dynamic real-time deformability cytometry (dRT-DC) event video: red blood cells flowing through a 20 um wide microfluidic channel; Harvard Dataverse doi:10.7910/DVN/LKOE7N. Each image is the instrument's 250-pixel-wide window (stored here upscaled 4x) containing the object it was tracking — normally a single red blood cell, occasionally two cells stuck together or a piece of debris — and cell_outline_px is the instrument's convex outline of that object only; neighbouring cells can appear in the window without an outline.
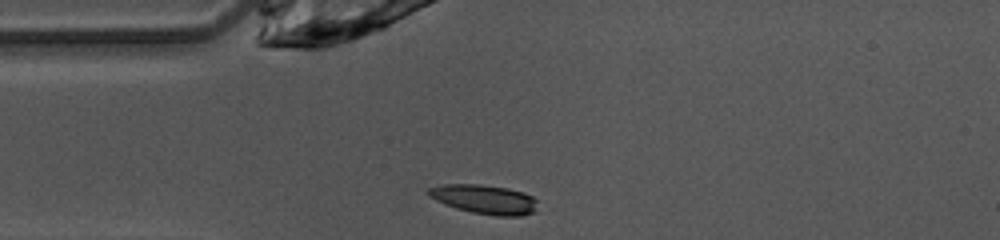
{"species": "common noctule bat (a hibernating species)", "species_latin": "Nyctalus noctula", "temperature_condition": "warm", "stored_images_in_passage": 38, "camera_frame_rate_fps": 3000, "um_per_image_px": 0.085, "animal": {"sex": "female", "body_mass_g": 10.0, "forearm_length_mm": 53.1}, "frame": {"image": 1, "passage_image": 1, "time_ms": 0.0, "image_size_px": [1000, 240], "cell_outline_px": [[536, 212], [520, 216], [496, 216], [472, 212], [456, 208], [444, 204], [436, 200], [428, 192], [428, 188], [444, 184], [480, 184], [508, 188], [524, 192], [532, 196], [536, 200]], "centroid_in_image_um": [41.22, 16.94], "position_along_channel_um": 43.8, "area_um2": 18.55}}
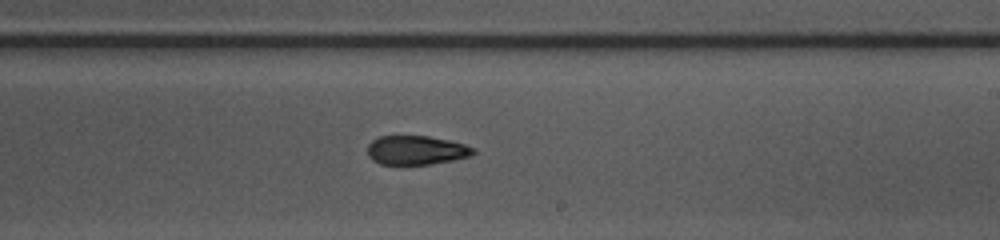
{"frame": {"image": 2, "passage_image": 17, "time_ms": 5.333, "image_size_px": [1000, 240], "cell_outline_px": [[476, 152], [468, 156], [452, 160], [428, 164], [380, 164], [372, 160], [368, 156], [368, 144], [372, 140], [380, 136], [428, 136], [448, 140], [464, 144], [476, 148]], "centroid_in_image_um": [35.36, 12.76], "position_along_channel_um": 253.6, "area_um2": 17.8}}
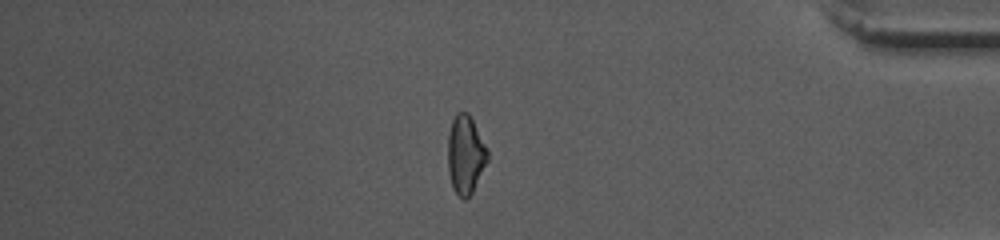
{"frame": {"image": 3, "passage_image": 30, "time_ms": 9.667, "image_size_px": [1000, 240], "cell_outline_px": [[488, 160], [472, 192], [464, 200], [452, 188], [448, 172], [448, 136], [452, 120], [456, 112], [468, 112], [488, 148]], "centroid_in_image_um": [39.56, 13.12], "position_along_channel_um": 395.6, "area_um2": 18.15}, "authors_computed_cell_mechanics": {"area_um2": 18.7272, "velocity_mm_per_s": 4.0974, "shape_relaxation_time_tau1_ms": 5.7666, "shape_relaxation_time_tau2_ms": 3.5725, "deformation_change_tau1": 0.1784, "deformation_change_tau2": 0.1069}}